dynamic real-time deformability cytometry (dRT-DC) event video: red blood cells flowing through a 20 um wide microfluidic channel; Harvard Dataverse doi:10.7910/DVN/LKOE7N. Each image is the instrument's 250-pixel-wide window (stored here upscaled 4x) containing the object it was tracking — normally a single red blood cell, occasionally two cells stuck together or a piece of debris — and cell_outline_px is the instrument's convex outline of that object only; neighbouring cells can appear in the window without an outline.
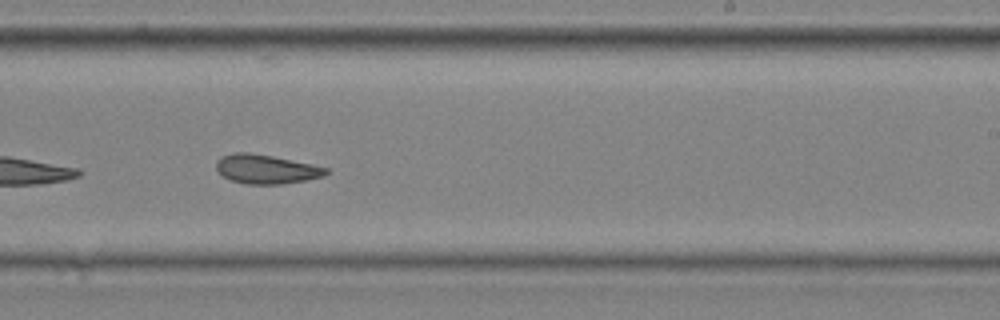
{"species": "common noctule bat (a hibernating species)", "species_latin": "Nyctalus noctula", "temperature_condition": "cold", "stored_images_in_passage": 18, "camera_frame_rate_fps": 3000, "um_per_image_px": 0.085, "animal": {"sex": "male", "body_mass_g": 20.4}, "frame": {"image": 1, "passage_image": 13, "time_ms": 4.0, "image_size_px": [1000, 320], "cell_outline_px": [[236, 212], [80, 216], [52, 212], [56, 204], [104, 192], [168, 188], [208, 192], [216, 196], [228, 204]], "centroid_in_image_um": [12.29, 17.28], "position_along_channel_um": 276.7, "area_um2": 26.47}}